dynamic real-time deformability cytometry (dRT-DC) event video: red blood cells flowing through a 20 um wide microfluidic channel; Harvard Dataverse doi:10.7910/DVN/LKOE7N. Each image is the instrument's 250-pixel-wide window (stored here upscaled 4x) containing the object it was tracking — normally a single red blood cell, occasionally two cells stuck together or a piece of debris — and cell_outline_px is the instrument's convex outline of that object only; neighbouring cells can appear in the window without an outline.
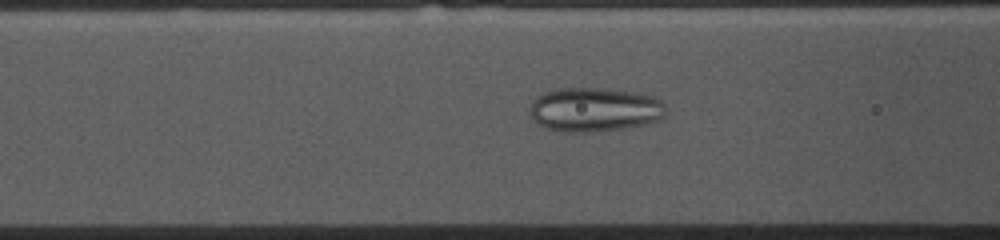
{"species": "common noctule bat (a hibernating species)", "species_latin": "Nyctalus noctula", "temperature_condition": "cold", "stored_images_in_passage": 53, "camera_frame_rate_fps": 3000, "um_per_image_px": 0.085, "animal": {"sex": "female", "body_mass_g": 10.0, "forearm_length_mm": 53.1}, "frame": {"image": 1, "passage_image": 19, "time_ms": 6.0, "image_size_px": [1000, 240], "cell_outline_px": [[664, 116], [660, 120], [644, 124], [624, 128], [588, 132], [564, 132], [548, 128], [532, 120], [528, 112], [528, 108], [532, 100], [544, 92], [560, 88], [596, 88], [636, 92], [652, 96], [660, 100], [664, 104]], "centroid_in_image_um": [50.49, 9.31], "position_along_channel_um": 116.1, "area_um2": 35.03}}
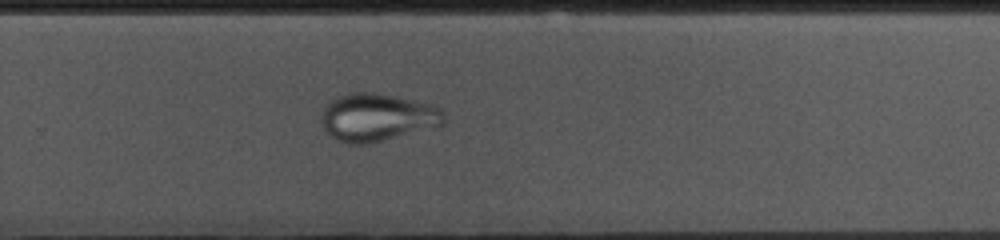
{"frame": {"image": 2, "passage_image": 34, "time_ms": 11.0, "image_size_px": [1000, 240], "cell_outline_px": [[444, 124], [364, 144], [348, 144], [336, 140], [324, 128], [320, 120], [320, 116], [328, 100], [336, 96], [348, 92], [376, 92], [396, 96], [432, 104], [440, 108], [444, 112]], "centroid_in_image_um": [32.0, 9.93], "position_along_channel_um": 297.8, "area_um2": 34.04}}
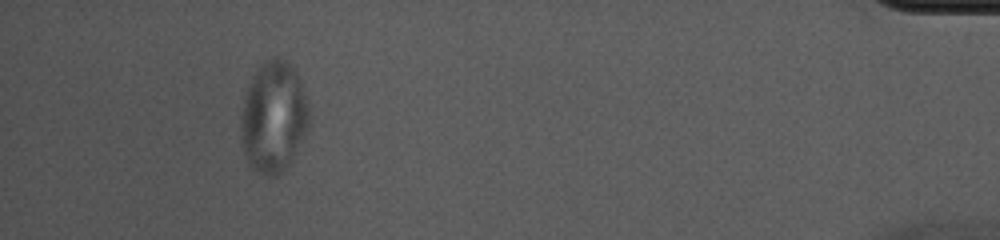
{"frame": {"image": 3, "passage_image": 49, "time_ms": 16.0, "image_size_px": [1000, 240], "cell_outline_px": [[308, 132], [292, 160], [276, 176], [268, 176], [252, 168], [248, 164], [240, 140], [240, 120], [244, 92], [256, 68], [260, 64], [276, 56], [284, 60], [296, 72], [308, 108]], "centroid_in_image_um": [23.21, 9.97], "position_along_channel_um": 412.0, "area_um2": 44.22}}